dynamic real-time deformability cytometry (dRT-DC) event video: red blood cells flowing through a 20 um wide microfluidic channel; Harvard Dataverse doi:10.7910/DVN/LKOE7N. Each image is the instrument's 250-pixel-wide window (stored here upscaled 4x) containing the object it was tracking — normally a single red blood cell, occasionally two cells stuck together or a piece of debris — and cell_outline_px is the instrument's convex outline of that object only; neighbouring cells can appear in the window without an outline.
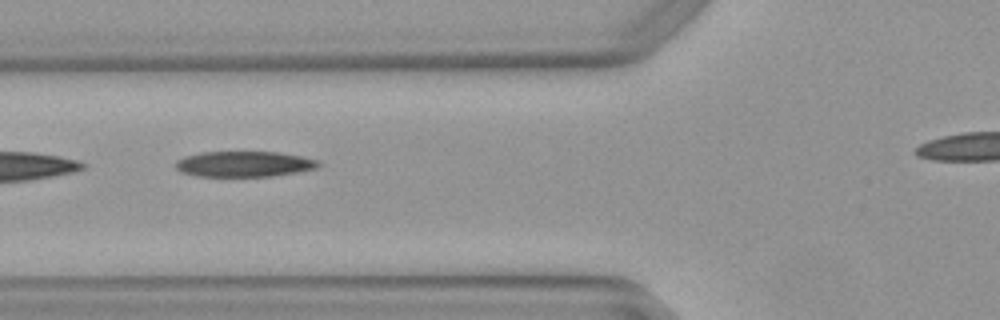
{"species": "Egyptian fruit bat (a non-hibernating species)", "species_latin": "Rousettus aegyptiacus", "temperature_condition": "warm", "stored_images_in_passage": 7, "camera_frame_rate_fps": 3000, "um_per_image_px": 0.085, "animal": {"sex": "female"}, "frame": {"image": 1, "passage_image": 4, "time_ms": 1.0, "image_size_px": [1000, 320], "cell_outline_px": [[320, 164], [316, 168], [296, 172], [272, 176], [196, 176], [180, 172], [176, 168], [176, 160], [184, 156], [200, 152], [276, 152], [304, 156], [316, 160]], "centroid_in_image_um": [20.71, 13.94], "position_along_channel_um": 105.1, "area_um2": 21.27}}
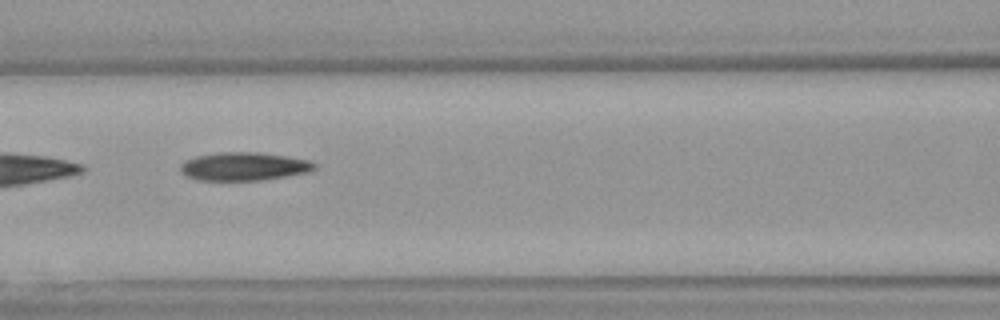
{"frame": {"image": 2, "passage_image": 5, "time_ms": 1.333, "image_size_px": [1000, 320], "cell_outline_px": [[316, 168], [312, 172], [264, 180], [196, 180], [180, 172], [180, 164], [196, 156], [220, 152], [256, 152], [288, 156], [308, 160], [316, 164]], "centroid_in_image_um": [20.77, 14.15], "position_along_channel_um": 145.8, "area_um2": 22.2}}
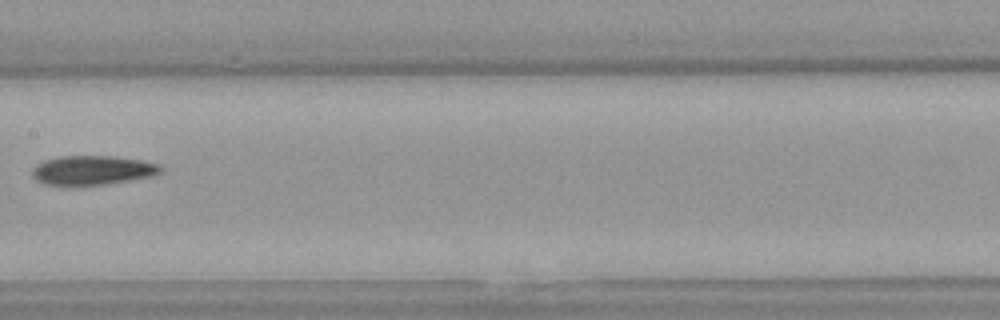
{"frame": {"image": 3, "passage_image": 6, "time_ms": 1.667, "image_size_px": [1000, 320], "cell_outline_px": [[164, 172], [156, 176], [108, 184], [72, 188], [68, 188], [44, 184], [36, 180], [32, 176], [32, 168], [36, 164], [44, 160], [60, 156], [112, 156], [140, 160], [160, 164], [164, 168]], "centroid_in_image_um": [7.86, 14.51], "position_along_channel_um": 199.5, "area_um2": 23.0}}